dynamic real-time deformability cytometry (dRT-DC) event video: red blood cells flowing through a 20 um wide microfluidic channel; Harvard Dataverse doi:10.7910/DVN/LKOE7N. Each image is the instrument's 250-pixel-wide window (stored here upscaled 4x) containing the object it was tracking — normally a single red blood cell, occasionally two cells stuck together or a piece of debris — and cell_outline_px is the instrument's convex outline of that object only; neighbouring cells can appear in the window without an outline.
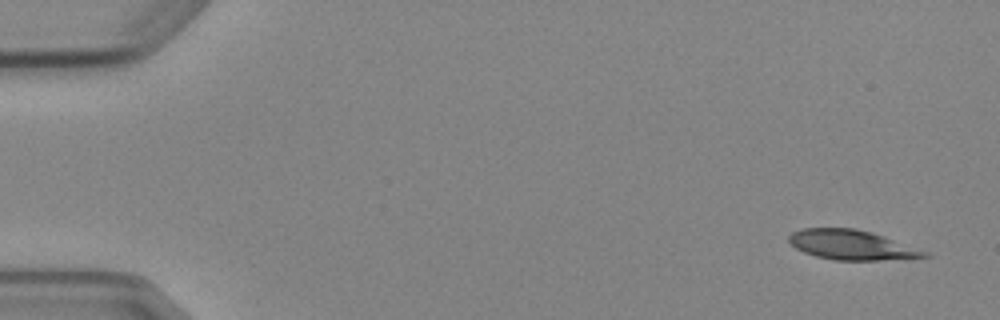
{"species": "Egyptian fruit bat (a non-hibernating species)", "species_latin": "Rousettus aegyptiacus", "temperature_condition": "cold", "stored_images_in_passage": 7, "camera_frame_rate_fps": 3000, "um_per_image_px": 0.085, "animal": {"sex": "female"}, "frame": {"image": 1, "passage_image": 1, "time_ms": 0.0, "image_size_px": [1000, 320], "cell_outline_px": [[932, 256], [880, 260], [836, 260], [816, 256], [804, 252], [796, 248], [788, 240], [788, 236], [792, 232], [800, 228], [856, 228], [872, 232], [884, 236], [928, 252]], "centroid_in_image_um": [72.36, 20.81], "position_along_channel_um": 12.6, "area_um2": 23.35}}
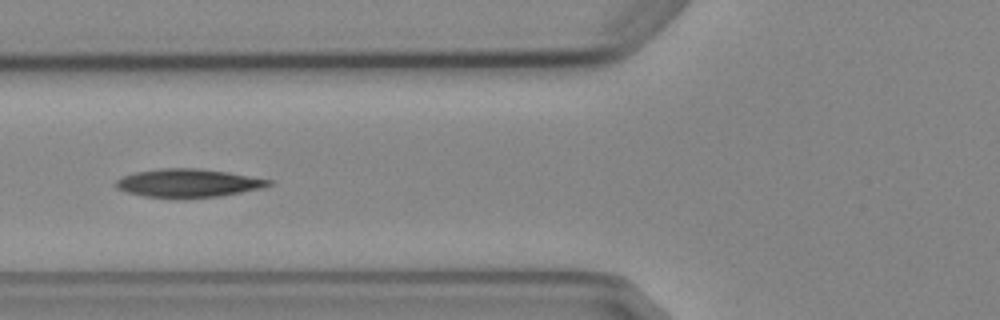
{"frame": {"image": 2, "passage_image": 6, "time_ms": 6.0, "image_size_px": [1000, 320], "cell_outline_px": [[272, 184], [264, 188], [220, 196], [184, 200], [176, 200], [144, 196], [128, 192], [116, 188], [112, 184], [116, 180], [124, 176], [136, 172], [160, 168], [196, 168], [228, 172], [272, 180]], "centroid_in_image_um": [15.98, 15.59], "position_along_channel_um": 109.8, "area_um2": 25.84}}
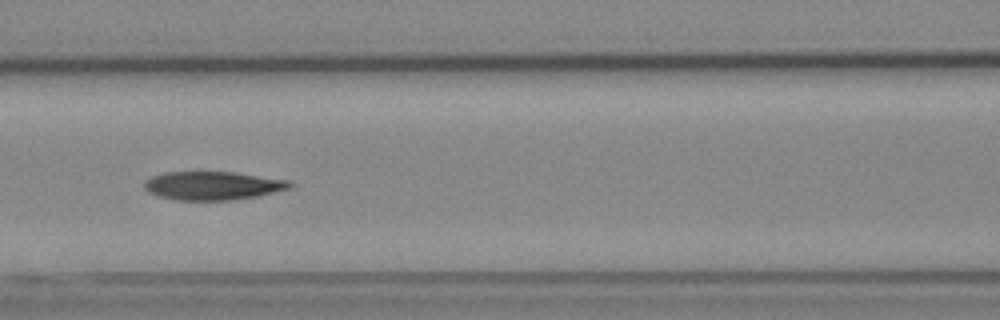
{"frame": {"image": 3, "passage_image": 7, "time_ms": 7.0, "image_size_px": [1000, 320], "cell_outline_px": [[296, 184], [292, 188], [256, 196], [232, 200], [176, 200], [160, 196], [148, 192], [144, 188], [144, 180], [152, 176], [164, 172], [236, 172], [288, 180]], "centroid_in_image_um": [18.1, 15.77], "position_along_channel_um": 148.5, "area_um2": 24.28}}